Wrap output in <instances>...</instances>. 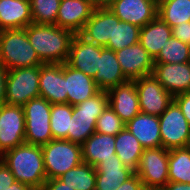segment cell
I'll return each instance as SVG.
<instances>
[{"instance_id": "b9f144b4", "label": "cell", "mask_w": 190, "mask_h": 190, "mask_svg": "<svg viewBox=\"0 0 190 190\" xmlns=\"http://www.w3.org/2000/svg\"><path fill=\"white\" fill-rule=\"evenodd\" d=\"M41 190H75V189L64 184L58 178H54V179H47L43 184Z\"/></svg>"}, {"instance_id": "d6986e66", "label": "cell", "mask_w": 190, "mask_h": 190, "mask_svg": "<svg viewBox=\"0 0 190 190\" xmlns=\"http://www.w3.org/2000/svg\"><path fill=\"white\" fill-rule=\"evenodd\" d=\"M67 103L75 106L93 97L100 90L92 77L64 63Z\"/></svg>"}, {"instance_id": "836d02e7", "label": "cell", "mask_w": 190, "mask_h": 190, "mask_svg": "<svg viewBox=\"0 0 190 190\" xmlns=\"http://www.w3.org/2000/svg\"><path fill=\"white\" fill-rule=\"evenodd\" d=\"M124 128L125 124L122 122L121 118L108 105L97 118L95 132L116 136Z\"/></svg>"}, {"instance_id": "e575fe53", "label": "cell", "mask_w": 190, "mask_h": 190, "mask_svg": "<svg viewBox=\"0 0 190 190\" xmlns=\"http://www.w3.org/2000/svg\"><path fill=\"white\" fill-rule=\"evenodd\" d=\"M96 172H100L105 177L130 178L135 172L126 167L116 155L98 163L95 166Z\"/></svg>"}, {"instance_id": "7a4b0ae2", "label": "cell", "mask_w": 190, "mask_h": 190, "mask_svg": "<svg viewBox=\"0 0 190 190\" xmlns=\"http://www.w3.org/2000/svg\"><path fill=\"white\" fill-rule=\"evenodd\" d=\"M0 159L10 169L15 180L33 190H41L47 180L42 147L28 143L20 144L6 151Z\"/></svg>"}, {"instance_id": "f35d334b", "label": "cell", "mask_w": 190, "mask_h": 190, "mask_svg": "<svg viewBox=\"0 0 190 190\" xmlns=\"http://www.w3.org/2000/svg\"><path fill=\"white\" fill-rule=\"evenodd\" d=\"M16 181L6 164L0 159V190H7Z\"/></svg>"}, {"instance_id": "f907efd6", "label": "cell", "mask_w": 190, "mask_h": 190, "mask_svg": "<svg viewBox=\"0 0 190 190\" xmlns=\"http://www.w3.org/2000/svg\"><path fill=\"white\" fill-rule=\"evenodd\" d=\"M189 63H190V44H189Z\"/></svg>"}, {"instance_id": "4dcf8cb0", "label": "cell", "mask_w": 190, "mask_h": 190, "mask_svg": "<svg viewBox=\"0 0 190 190\" xmlns=\"http://www.w3.org/2000/svg\"><path fill=\"white\" fill-rule=\"evenodd\" d=\"M157 16L171 28L190 21V0H168L158 6Z\"/></svg>"}, {"instance_id": "3957f363", "label": "cell", "mask_w": 190, "mask_h": 190, "mask_svg": "<svg viewBox=\"0 0 190 190\" xmlns=\"http://www.w3.org/2000/svg\"><path fill=\"white\" fill-rule=\"evenodd\" d=\"M0 62L7 70L44 64L30 44L25 28L0 31Z\"/></svg>"}, {"instance_id": "7bdbcfd3", "label": "cell", "mask_w": 190, "mask_h": 190, "mask_svg": "<svg viewBox=\"0 0 190 190\" xmlns=\"http://www.w3.org/2000/svg\"><path fill=\"white\" fill-rule=\"evenodd\" d=\"M7 72H8V70L0 62V105L5 104Z\"/></svg>"}, {"instance_id": "4316f807", "label": "cell", "mask_w": 190, "mask_h": 190, "mask_svg": "<svg viewBox=\"0 0 190 190\" xmlns=\"http://www.w3.org/2000/svg\"><path fill=\"white\" fill-rule=\"evenodd\" d=\"M58 179L75 190H95L96 169L92 165L82 162L62 174Z\"/></svg>"}, {"instance_id": "60d3db41", "label": "cell", "mask_w": 190, "mask_h": 190, "mask_svg": "<svg viewBox=\"0 0 190 190\" xmlns=\"http://www.w3.org/2000/svg\"><path fill=\"white\" fill-rule=\"evenodd\" d=\"M143 187L141 179L134 173L129 179L119 185L117 190H141Z\"/></svg>"}, {"instance_id": "30bf717a", "label": "cell", "mask_w": 190, "mask_h": 190, "mask_svg": "<svg viewBox=\"0 0 190 190\" xmlns=\"http://www.w3.org/2000/svg\"><path fill=\"white\" fill-rule=\"evenodd\" d=\"M134 81L142 113L160 116L173 102L174 97L163 88L153 74Z\"/></svg>"}, {"instance_id": "74e56055", "label": "cell", "mask_w": 190, "mask_h": 190, "mask_svg": "<svg viewBox=\"0 0 190 190\" xmlns=\"http://www.w3.org/2000/svg\"><path fill=\"white\" fill-rule=\"evenodd\" d=\"M172 36L184 43L190 44V21L179 23L172 27Z\"/></svg>"}, {"instance_id": "5b68a950", "label": "cell", "mask_w": 190, "mask_h": 190, "mask_svg": "<svg viewBox=\"0 0 190 190\" xmlns=\"http://www.w3.org/2000/svg\"><path fill=\"white\" fill-rule=\"evenodd\" d=\"M51 105L49 101L39 96L23 106L25 143L43 146L53 140L50 128Z\"/></svg>"}, {"instance_id": "e0dca14e", "label": "cell", "mask_w": 190, "mask_h": 190, "mask_svg": "<svg viewBox=\"0 0 190 190\" xmlns=\"http://www.w3.org/2000/svg\"><path fill=\"white\" fill-rule=\"evenodd\" d=\"M94 10L91 0H61L55 25L78 34Z\"/></svg>"}, {"instance_id": "52a82bcc", "label": "cell", "mask_w": 190, "mask_h": 190, "mask_svg": "<svg viewBox=\"0 0 190 190\" xmlns=\"http://www.w3.org/2000/svg\"><path fill=\"white\" fill-rule=\"evenodd\" d=\"M169 150L161 147L144 149L135 173L145 188L161 190L168 182Z\"/></svg>"}, {"instance_id": "ab89813d", "label": "cell", "mask_w": 190, "mask_h": 190, "mask_svg": "<svg viewBox=\"0 0 190 190\" xmlns=\"http://www.w3.org/2000/svg\"><path fill=\"white\" fill-rule=\"evenodd\" d=\"M174 101L179 105L183 115L190 124V91L176 95Z\"/></svg>"}, {"instance_id": "6da1fadb", "label": "cell", "mask_w": 190, "mask_h": 190, "mask_svg": "<svg viewBox=\"0 0 190 190\" xmlns=\"http://www.w3.org/2000/svg\"><path fill=\"white\" fill-rule=\"evenodd\" d=\"M30 44L44 64L66 63L75 33L55 24L32 22L26 28Z\"/></svg>"}, {"instance_id": "f1b7e54d", "label": "cell", "mask_w": 190, "mask_h": 190, "mask_svg": "<svg viewBox=\"0 0 190 190\" xmlns=\"http://www.w3.org/2000/svg\"><path fill=\"white\" fill-rule=\"evenodd\" d=\"M139 36V26L121 21L114 14L113 41H109L105 47L116 52L125 47L137 44L139 42Z\"/></svg>"}, {"instance_id": "83f0119b", "label": "cell", "mask_w": 190, "mask_h": 190, "mask_svg": "<svg viewBox=\"0 0 190 190\" xmlns=\"http://www.w3.org/2000/svg\"><path fill=\"white\" fill-rule=\"evenodd\" d=\"M169 182L190 183V151L186 148L169 150Z\"/></svg>"}, {"instance_id": "8fae6325", "label": "cell", "mask_w": 190, "mask_h": 190, "mask_svg": "<svg viewBox=\"0 0 190 190\" xmlns=\"http://www.w3.org/2000/svg\"><path fill=\"white\" fill-rule=\"evenodd\" d=\"M104 47L85 40L75 34L66 64L94 78L99 68V58Z\"/></svg>"}, {"instance_id": "d4e9b609", "label": "cell", "mask_w": 190, "mask_h": 190, "mask_svg": "<svg viewBox=\"0 0 190 190\" xmlns=\"http://www.w3.org/2000/svg\"><path fill=\"white\" fill-rule=\"evenodd\" d=\"M144 148L137 138L125 127L115 136V151L126 167L136 171Z\"/></svg>"}, {"instance_id": "1f68e13d", "label": "cell", "mask_w": 190, "mask_h": 190, "mask_svg": "<svg viewBox=\"0 0 190 190\" xmlns=\"http://www.w3.org/2000/svg\"><path fill=\"white\" fill-rule=\"evenodd\" d=\"M189 62V44L184 43L173 36L166 41L161 48L154 63H185Z\"/></svg>"}, {"instance_id": "cb8c5ba5", "label": "cell", "mask_w": 190, "mask_h": 190, "mask_svg": "<svg viewBox=\"0 0 190 190\" xmlns=\"http://www.w3.org/2000/svg\"><path fill=\"white\" fill-rule=\"evenodd\" d=\"M83 162L95 167L98 163L116 156L115 136L93 133L82 145Z\"/></svg>"}, {"instance_id": "ffe728a7", "label": "cell", "mask_w": 190, "mask_h": 190, "mask_svg": "<svg viewBox=\"0 0 190 190\" xmlns=\"http://www.w3.org/2000/svg\"><path fill=\"white\" fill-rule=\"evenodd\" d=\"M125 127L137 138L144 149L162 146L159 116L138 113Z\"/></svg>"}, {"instance_id": "681fc988", "label": "cell", "mask_w": 190, "mask_h": 190, "mask_svg": "<svg viewBox=\"0 0 190 190\" xmlns=\"http://www.w3.org/2000/svg\"><path fill=\"white\" fill-rule=\"evenodd\" d=\"M141 190H157V189L143 187Z\"/></svg>"}, {"instance_id": "2e32d148", "label": "cell", "mask_w": 190, "mask_h": 190, "mask_svg": "<svg viewBox=\"0 0 190 190\" xmlns=\"http://www.w3.org/2000/svg\"><path fill=\"white\" fill-rule=\"evenodd\" d=\"M109 9L121 21L141 28L157 16L158 7L154 0H115Z\"/></svg>"}, {"instance_id": "9a60e30c", "label": "cell", "mask_w": 190, "mask_h": 190, "mask_svg": "<svg viewBox=\"0 0 190 190\" xmlns=\"http://www.w3.org/2000/svg\"><path fill=\"white\" fill-rule=\"evenodd\" d=\"M109 106L127 124L140 113L139 97L134 80H128L107 91Z\"/></svg>"}, {"instance_id": "7dc6e473", "label": "cell", "mask_w": 190, "mask_h": 190, "mask_svg": "<svg viewBox=\"0 0 190 190\" xmlns=\"http://www.w3.org/2000/svg\"><path fill=\"white\" fill-rule=\"evenodd\" d=\"M166 1H168V0H154V2L156 3L157 7H158L160 4H162V3L166 2Z\"/></svg>"}, {"instance_id": "5bb4252c", "label": "cell", "mask_w": 190, "mask_h": 190, "mask_svg": "<svg viewBox=\"0 0 190 190\" xmlns=\"http://www.w3.org/2000/svg\"><path fill=\"white\" fill-rule=\"evenodd\" d=\"M39 90L51 104L67 103L64 63L40 65Z\"/></svg>"}, {"instance_id": "4fadbf2b", "label": "cell", "mask_w": 190, "mask_h": 190, "mask_svg": "<svg viewBox=\"0 0 190 190\" xmlns=\"http://www.w3.org/2000/svg\"><path fill=\"white\" fill-rule=\"evenodd\" d=\"M115 53L121 70L128 80H135L152 74L154 59L139 42Z\"/></svg>"}, {"instance_id": "f546056e", "label": "cell", "mask_w": 190, "mask_h": 190, "mask_svg": "<svg viewBox=\"0 0 190 190\" xmlns=\"http://www.w3.org/2000/svg\"><path fill=\"white\" fill-rule=\"evenodd\" d=\"M72 126V105L58 103L51 105L50 128L53 139L68 140Z\"/></svg>"}, {"instance_id": "9c48e42d", "label": "cell", "mask_w": 190, "mask_h": 190, "mask_svg": "<svg viewBox=\"0 0 190 190\" xmlns=\"http://www.w3.org/2000/svg\"><path fill=\"white\" fill-rule=\"evenodd\" d=\"M25 142L23 106L0 105V156Z\"/></svg>"}, {"instance_id": "bcb514c9", "label": "cell", "mask_w": 190, "mask_h": 190, "mask_svg": "<svg viewBox=\"0 0 190 190\" xmlns=\"http://www.w3.org/2000/svg\"><path fill=\"white\" fill-rule=\"evenodd\" d=\"M7 190H33L32 188H30L28 185L23 184L19 181H14L12 185H10V187H8Z\"/></svg>"}, {"instance_id": "44dd1931", "label": "cell", "mask_w": 190, "mask_h": 190, "mask_svg": "<svg viewBox=\"0 0 190 190\" xmlns=\"http://www.w3.org/2000/svg\"><path fill=\"white\" fill-rule=\"evenodd\" d=\"M93 80L101 91H108L118 84L128 81L121 70L115 51L106 47L102 49L98 72Z\"/></svg>"}, {"instance_id": "ba28073f", "label": "cell", "mask_w": 190, "mask_h": 190, "mask_svg": "<svg viewBox=\"0 0 190 190\" xmlns=\"http://www.w3.org/2000/svg\"><path fill=\"white\" fill-rule=\"evenodd\" d=\"M159 122L163 148L171 150L186 146L190 135V124L174 100L159 116Z\"/></svg>"}, {"instance_id": "7402d4cb", "label": "cell", "mask_w": 190, "mask_h": 190, "mask_svg": "<svg viewBox=\"0 0 190 190\" xmlns=\"http://www.w3.org/2000/svg\"><path fill=\"white\" fill-rule=\"evenodd\" d=\"M32 22L29 1L0 0V31L26 28Z\"/></svg>"}, {"instance_id": "484cf974", "label": "cell", "mask_w": 190, "mask_h": 190, "mask_svg": "<svg viewBox=\"0 0 190 190\" xmlns=\"http://www.w3.org/2000/svg\"><path fill=\"white\" fill-rule=\"evenodd\" d=\"M109 105L107 91H99L93 97L72 106V118L77 122L96 123L97 118Z\"/></svg>"}, {"instance_id": "7c38bea8", "label": "cell", "mask_w": 190, "mask_h": 190, "mask_svg": "<svg viewBox=\"0 0 190 190\" xmlns=\"http://www.w3.org/2000/svg\"><path fill=\"white\" fill-rule=\"evenodd\" d=\"M153 76L173 97L190 91V63H154Z\"/></svg>"}, {"instance_id": "8d00e7d4", "label": "cell", "mask_w": 190, "mask_h": 190, "mask_svg": "<svg viewBox=\"0 0 190 190\" xmlns=\"http://www.w3.org/2000/svg\"><path fill=\"white\" fill-rule=\"evenodd\" d=\"M129 178H112L105 177L100 172H96L95 190H117L119 185Z\"/></svg>"}, {"instance_id": "c3c4849f", "label": "cell", "mask_w": 190, "mask_h": 190, "mask_svg": "<svg viewBox=\"0 0 190 190\" xmlns=\"http://www.w3.org/2000/svg\"><path fill=\"white\" fill-rule=\"evenodd\" d=\"M185 147L190 151V135L188 137V141Z\"/></svg>"}, {"instance_id": "d6a6232c", "label": "cell", "mask_w": 190, "mask_h": 190, "mask_svg": "<svg viewBox=\"0 0 190 190\" xmlns=\"http://www.w3.org/2000/svg\"><path fill=\"white\" fill-rule=\"evenodd\" d=\"M34 23L55 24L61 0H30Z\"/></svg>"}, {"instance_id": "f6af8a7d", "label": "cell", "mask_w": 190, "mask_h": 190, "mask_svg": "<svg viewBox=\"0 0 190 190\" xmlns=\"http://www.w3.org/2000/svg\"><path fill=\"white\" fill-rule=\"evenodd\" d=\"M115 0H91L95 9L109 8Z\"/></svg>"}, {"instance_id": "ee69618b", "label": "cell", "mask_w": 190, "mask_h": 190, "mask_svg": "<svg viewBox=\"0 0 190 190\" xmlns=\"http://www.w3.org/2000/svg\"><path fill=\"white\" fill-rule=\"evenodd\" d=\"M161 190H190V183L168 182Z\"/></svg>"}, {"instance_id": "277c9868", "label": "cell", "mask_w": 190, "mask_h": 190, "mask_svg": "<svg viewBox=\"0 0 190 190\" xmlns=\"http://www.w3.org/2000/svg\"><path fill=\"white\" fill-rule=\"evenodd\" d=\"M41 147L47 179L58 178L83 162L80 144L53 139Z\"/></svg>"}, {"instance_id": "8992f818", "label": "cell", "mask_w": 190, "mask_h": 190, "mask_svg": "<svg viewBox=\"0 0 190 190\" xmlns=\"http://www.w3.org/2000/svg\"><path fill=\"white\" fill-rule=\"evenodd\" d=\"M39 77L40 66L8 70L5 104L24 106L39 97Z\"/></svg>"}, {"instance_id": "ac0fdd59", "label": "cell", "mask_w": 190, "mask_h": 190, "mask_svg": "<svg viewBox=\"0 0 190 190\" xmlns=\"http://www.w3.org/2000/svg\"><path fill=\"white\" fill-rule=\"evenodd\" d=\"M114 13L109 9H95L83 29L78 33L85 40L105 47L113 41Z\"/></svg>"}, {"instance_id": "603a6c76", "label": "cell", "mask_w": 190, "mask_h": 190, "mask_svg": "<svg viewBox=\"0 0 190 190\" xmlns=\"http://www.w3.org/2000/svg\"><path fill=\"white\" fill-rule=\"evenodd\" d=\"M172 37V28L160 17L140 28L139 43L155 59L166 41Z\"/></svg>"}, {"instance_id": "d590c367", "label": "cell", "mask_w": 190, "mask_h": 190, "mask_svg": "<svg viewBox=\"0 0 190 190\" xmlns=\"http://www.w3.org/2000/svg\"><path fill=\"white\" fill-rule=\"evenodd\" d=\"M96 131V123L77 122L72 118L68 141L82 145Z\"/></svg>"}]
</instances>
